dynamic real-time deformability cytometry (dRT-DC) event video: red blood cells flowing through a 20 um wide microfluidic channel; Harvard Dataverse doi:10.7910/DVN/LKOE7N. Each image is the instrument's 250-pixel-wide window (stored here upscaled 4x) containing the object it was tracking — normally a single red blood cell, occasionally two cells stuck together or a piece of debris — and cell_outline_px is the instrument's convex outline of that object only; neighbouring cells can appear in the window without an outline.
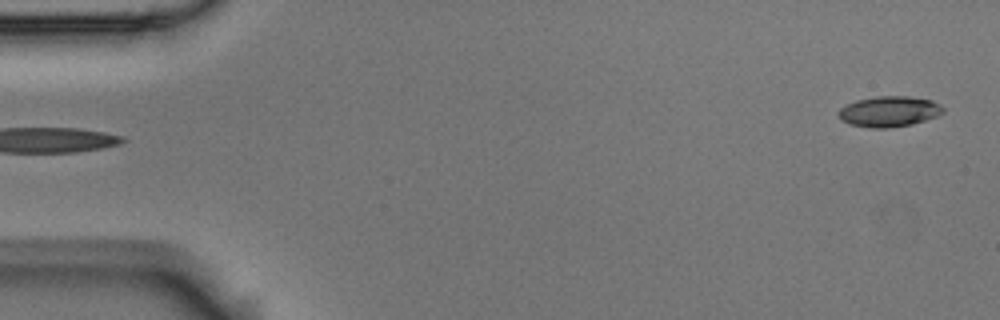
{"species": "Egyptian fruit bat (a non-hibernating species)", "species_latin": "Rousettus aegyptiacus", "temperature_condition": "room temperature", "stored_images_in_passage": 5, "segment_of_instrument_passage": [2, 2], "camera_frame_rate_fps": 3000, "um_per_image_px": 0.085, "animal": {"sex": "male"}, "frame": {"image": 1, "passage_image": 5, "time_ms": 1.333, "image_size_px": [1000, 320], "cell_outline_px": [[944, 112], [936, 116], [912, 124], [888, 128], [872, 128], [848, 124], [840, 116], [840, 108], [856, 100], [876, 96], [908, 96], [932, 100], [940, 104], [944, 108]], "centroid_in_image_um": [75.61, 9.47], "position_along_channel_um": 9.4, "area_um2": 18.5}}